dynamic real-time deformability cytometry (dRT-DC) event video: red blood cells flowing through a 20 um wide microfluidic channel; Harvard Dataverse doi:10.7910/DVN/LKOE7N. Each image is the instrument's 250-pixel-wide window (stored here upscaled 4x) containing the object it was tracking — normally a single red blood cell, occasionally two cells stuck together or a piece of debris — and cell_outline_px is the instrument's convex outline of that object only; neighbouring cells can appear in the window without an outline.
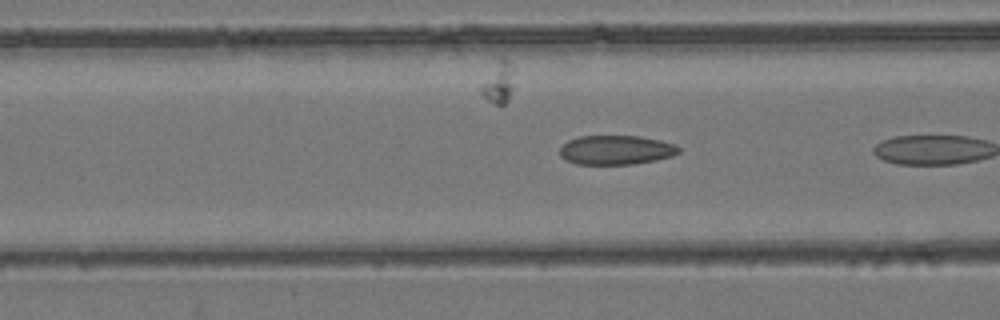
{"species": "common noctule bat (a hibernating species)", "species_latin": "Nyctalus noctula", "temperature_condition": "room temperature", "stored_images_in_passage": 5, "camera_frame_rate_fps": 3000, "um_per_image_px": 0.085, "animal": {"sex": "female", "body_mass_g": 24.6, "forearm_length_mm": 56.2}, "frame": {"image": 1, "passage_image": 4, "time_ms": 1.0, "image_size_px": [1000, 320], "cell_outline_px": [[680, 152], [672, 156], [656, 160], [632, 164], [576, 164], [564, 160], [560, 156], [560, 148], [568, 140], [580, 136], [640, 136], [660, 140], [672, 144], [680, 148]], "centroid_in_image_um": [52.34, 12.75], "position_along_channel_um": 114.3, "area_um2": 20.29}}